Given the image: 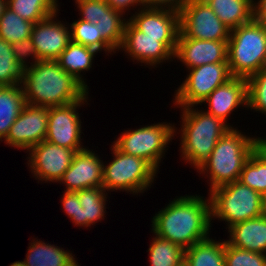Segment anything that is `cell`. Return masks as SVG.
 <instances>
[{"mask_svg":"<svg viewBox=\"0 0 266 266\" xmlns=\"http://www.w3.org/2000/svg\"><path fill=\"white\" fill-rule=\"evenodd\" d=\"M154 234L184 250L209 237L211 202L202 196H181L171 201L152 218Z\"/></svg>","mask_w":266,"mask_h":266,"instance_id":"cell-1","label":"cell"},{"mask_svg":"<svg viewBox=\"0 0 266 266\" xmlns=\"http://www.w3.org/2000/svg\"><path fill=\"white\" fill-rule=\"evenodd\" d=\"M21 86L26 104L41 107L68 105L88 93L56 60H40L25 68Z\"/></svg>","mask_w":266,"mask_h":266,"instance_id":"cell-2","label":"cell"},{"mask_svg":"<svg viewBox=\"0 0 266 266\" xmlns=\"http://www.w3.org/2000/svg\"><path fill=\"white\" fill-rule=\"evenodd\" d=\"M257 147L258 138L247 137L233 127L228 130L198 169L205 175L209 174V191L238 181L244 164Z\"/></svg>","mask_w":266,"mask_h":266,"instance_id":"cell-3","label":"cell"},{"mask_svg":"<svg viewBox=\"0 0 266 266\" xmlns=\"http://www.w3.org/2000/svg\"><path fill=\"white\" fill-rule=\"evenodd\" d=\"M181 110V157L199 169L209 158L218 140L232 126L204 110L193 109L192 106L181 107Z\"/></svg>","mask_w":266,"mask_h":266,"instance_id":"cell-4","label":"cell"},{"mask_svg":"<svg viewBox=\"0 0 266 266\" xmlns=\"http://www.w3.org/2000/svg\"><path fill=\"white\" fill-rule=\"evenodd\" d=\"M227 62L232 77L248 79L259 72L266 65V25L253 19L232 29Z\"/></svg>","mask_w":266,"mask_h":266,"instance_id":"cell-5","label":"cell"},{"mask_svg":"<svg viewBox=\"0 0 266 266\" xmlns=\"http://www.w3.org/2000/svg\"><path fill=\"white\" fill-rule=\"evenodd\" d=\"M209 198L211 218L227 221V228L264 215V197L240 181L213 189Z\"/></svg>","mask_w":266,"mask_h":266,"instance_id":"cell-6","label":"cell"},{"mask_svg":"<svg viewBox=\"0 0 266 266\" xmlns=\"http://www.w3.org/2000/svg\"><path fill=\"white\" fill-rule=\"evenodd\" d=\"M111 147L114 160L103 164V187L106 191L124 190L138 194L151 186L156 170L144 159L121 152L114 144Z\"/></svg>","mask_w":266,"mask_h":266,"instance_id":"cell-7","label":"cell"},{"mask_svg":"<svg viewBox=\"0 0 266 266\" xmlns=\"http://www.w3.org/2000/svg\"><path fill=\"white\" fill-rule=\"evenodd\" d=\"M175 129L174 124L157 123L125 131L113 143L121 152L144 159L157 171Z\"/></svg>","mask_w":266,"mask_h":266,"instance_id":"cell-8","label":"cell"},{"mask_svg":"<svg viewBox=\"0 0 266 266\" xmlns=\"http://www.w3.org/2000/svg\"><path fill=\"white\" fill-rule=\"evenodd\" d=\"M176 90L174 104L194 107L203 103L217 87L232 78L228 63H210L192 69Z\"/></svg>","mask_w":266,"mask_h":266,"instance_id":"cell-9","label":"cell"},{"mask_svg":"<svg viewBox=\"0 0 266 266\" xmlns=\"http://www.w3.org/2000/svg\"><path fill=\"white\" fill-rule=\"evenodd\" d=\"M180 33L191 39L228 41V28L204 0H190L179 12Z\"/></svg>","mask_w":266,"mask_h":266,"instance_id":"cell-10","label":"cell"},{"mask_svg":"<svg viewBox=\"0 0 266 266\" xmlns=\"http://www.w3.org/2000/svg\"><path fill=\"white\" fill-rule=\"evenodd\" d=\"M88 94L68 105L48 107L46 141L76 152L84 149L80 143L82 126L77 109L87 102Z\"/></svg>","mask_w":266,"mask_h":266,"instance_id":"cell-11","label":"cell"},{"mask_svg":"<svg viewBox=\"0 0 266 266\" xmlns=\"http://www.w3.org/2000/svg\"><path fill=\"white\" fill-rule=\"evenodd\" d=\"M29 163L32 173L38 180L59 182L63 173L72 164L76 151L68 149L46 140L31 147Z\"/></svg>","mask_w":266,"mask_h":266,"instance_id":"cell-12","label":"cell"},{"mask_svg":"<svg viewBox=\"0 0 266 266\" xmlns=\"http://www.w3.org/2000/svg\"><path fill=\"white\" fill-rule=\"evenodd\" d=\"M48 107L26 104L4 139L9 146L29 150L46 139Z\"/></svg>","mask_w":266,"mask_h":266,"instance_id":"cell-13","label":"cell"},{"mask_svg":"<svg viewBox=\"0 0 266 266\" xmlns=\"http://www.w3.org/2000/svg\"><path fill=\"white\" fill-rule=\"evenodd\" d=\"M128 19L138 30L151 38H161L174 53L180 33L179 12L170 9L141 8Z\"/></svg>","mask_w":266,"mask_h":266,"instance_id":"cell-14","label":"cell"},{"mask_svg":"<svg viewBox=\"0 0 266 266\" xmlns=\"http://www.w3.org/2000/svg\"><path fill=\"white\" fill-rule=\"evenodd\" d=\"M137 62L156 66L166 60L174 58V52L161 38H151L138 30L127 19L123 42L120 47Z\"/></svg>","mask_w":266,"mask_h":266,"instance_id":"cell-15","label":"cell"},{"mask_svg":"<svg viewBox=\"0 0 266 266\" xmlns=\"http://www.w3.org/2000/svg\"><path fill=\"white\" fill-rule=\"evenodd\" d=\"M103 161L86 147L77 151L72 164L63 173L59 182L66 185L65 191H80L85 188L103 187Z\"/></svg>","mask_w":266,"mask_h":266,"instance_id":"cell-16","label":"cell"},{"mask_svg":"<svg viewBox=\"0 0 266 266\" xmlns=\"http://www.w3.org/2000/svg\"><path fill=\"white\" fill-rule=\"evenodd\" d=\"M56 13L33 25L31 38L40 60H56L71 42V31L61 21H55Z\"/></svg>","mask_w":266,"mask_h":266,"instance_id":"cell-17","label":"cell"},{"mask_svg":"<svg viewBox=\"0 0 266 266\" xmlns=\"http://www.w3.org/2000/svg\"><path fill=\"white\" fill-rule=\"evenodd\" d=\"M227 51L228 41L191 39L179 33L174 58L192 69L210 63H228Z\"/></svg>","mask_w":266,"mask_h":266,"instance_id":"cell-18","label":"cell"},{"mask_svg":"<svg viewBox=\"0 0 266 266\" xmlns=\"http://www.w3.org/2000/svg\"><path fill=\"white\" fill-rule=\"evenodd\" d=\"M205 102L209 107L207 113L227 123V117L235 108L248 105L247 79L232 77L208 95L203 103Z\"/></svg>","mask_w":266,"mask_h":266,"instance_id":"cell-19","label":"cell"},{"mask_svg":"<svg viewBox=\"0 0 266 266\" xmlns=\"http://www.w3.org/2000/svg\"><path fill=\"white\" fill-rule=\"evenodd\" d=\"M229 229V240L234 247L266 254V216L248 219L232 225Z\"/></svg>","mask_w":266,"mask_h":266,"instance_id":"cell-20","label":"cell"},{"mask_svg":"<svg viewBox=\"0 0 266 266\" xmlns=\"http://www.w3.org/2000/svg\"><path fill=\"white\" fill-rule=\"evenodd\" d=\"M26 255L25 266H80L69 251L40 240L30 243Z\"/></svg>","mask_w":266,"mask_h":266,"instance_id":"cell-21","label":"cell"},{"mask_svg":"<svg viewBox=\"0 0 266 266\" xmlns=\"http://www.w3.org/2000/svg\"><path fill=\"white\" fill-rule=\"evenodd\" d=\"M230 30L254 19V0H204Z\"/></svg>","mask_w":266,"mask_h":266,"instance_id":"cell-22","label":"cell"},{"mask_svg":"<svg viewBox=\"0 0 266 266\" xmlns=\"http://www.w3.org/2000/svg\"><path fill=\"white\" fill-rule=\"evenodd\" d=\"M96 53L98 51L93 48L71 41L56 61L64 71L72 75L88 90L89 88L80 73L90 70Z\"/></svg>","mask_w":266,"mask_h":266,"instance_id":"cell-23","label":"cell"},{"mask_svg":"<svg viewBox=\"0 0 266 266\" xmlns=\"http://www.w3.org/2000/svg\"><path fill=\"white\" fill-rule=\"evenodd\" d=\"M0 86V140L6 138L10 127L15 122L26 100L22 86Z\"/></svg>","mask_w":266,"mask_h":266,"instance_id":"cell-24","label":"cell"},{"mask_svg":"<svg viewBox=\"0 0 266 266\" xmlns=\"http://www.w3.org/2000/svg\"><path fill=\"white\" fill-rule=\"evenodd\" d=\"M225 241L217 242L209 237L184 251L188 266H225Z\"/></svg>","mask_w":266,"mask_h":266,"instance_id":"cell-25","label":"cell"},{"mask_svg":"<svg viewBox=\"0 0 266 266\" xmlns=\"http://www.w3.org/2000/svg\"><path fill=\"white\" fill-rule=\"evenodd\" d=\"M76 192L81 204L79 226L90 227L104 219L107 201V193L104 187L85 188Z\"/></svg>","mask_w":266,"mask_h":266,"instance_id":"cell-26","label":"cell"},{"mask_svg":"<svg viewBox=\"0 0 266 266\" xmlns=\"http://www.w3.org/2000/svg\"><path fill=\"white\" fill-rule=\"evenodd\" d=\"M238 181L266 196V155L258 147L244 164Z\"/></svg>","mask_w":266,"mask_h":266,"instance_id":"cell-27","label":"cell"},{"mask_svg":"<svg viewBox=\"0 0 266 266\" xmlns=\"http://www.w3.org/2000/svg\"><path fill=\"white\" fill-rule=\"evenodd\" d=\"M7 7L34 24L58 12L57 0H7Z\"/></svg>","mask_w":266,"mask_h":266,"instance_id":"cell-28","label":"cell"},{"mask_svg":"<svg viewBox=\"0 0 266 266\" xmlns=\"http://www.w3.org/2000/svg\"><path fill=\"white\" fill-rule=\"evenodd\" d=\"M149 246L151 266H180L184 262V249L157 234Z\"/></svg>","mask_w":266,"mask_h":266,"instance_id":"cell-29","label":"cell"},{"mask_svg":"<svg viewBox=\"0 0 266 266\" xmlns=\"http://www.w3.org/2000/svg\"><path fill=\"white\" fill-rule=\"evenodd\" d=\"M25 67L14 57L12 44L0 38V86L21 85Z\"/></svg>","mask_w":266,"mask_h":266,"instance_id":"cell-30","label":"cell"},{"mask_svg":"<svg viewBox=\"0 0 266 266\" xmlns=\"http://www.w3.org/2000/svg\"><path fill=\"white\" fill-rule=\"evenodd\" d=\"M123 14L110 6L105 10V15L98 20V30L101 37L116 51L120 50L123 42L127 21ZM123 19V20H122Z\"/></svg>","mask_w":266,"mask_h":266,"instance_id":"cell-31","label":"cell"},{"mask_svg":"<svg viewBox=\"0 0 266 266\" xmlns=\"http://www.w3.org/2000/svg\"><path fill=\"white\" fill-rule=\"evenodd\" d=\"M71 41L82 44L97 50L107 51L108 53L115 50L101 37L98 25L79 19L71 24Z\"/></svg>","mask_w":266,"mask_h":266,"instance_id":"cell-32","label":"cell"},{"mask_svg":"<svg viewBox=\"0 0 266 266\" xmlns=\"http://www.w3.org/2000/svg\"><path fill=\"white\" fill-rule=\"evenodd\" d=\"M33 25L6 7L0 18V38L11 44L27 39L31 37Z\"/></svg>","mask_w":266,"mask_h":266,"instance_id":"cell-33","label":"cell"},{"mask_svg":"<svg viewBox=\"0 0 266 266\" xmlns=\"http://www.w3.org/2000/svg\"><path fill=\"white\" fill-rule=\"evenodd\" d=\"M248 108L266 114V65L247 79Z\"/></svg>","mask_w":266,"mask_h":266,"instance_id":"cell-34","label":"cell"},{"mask_svg":"<svg viewBox=\"0 0 266 266\" xmlns=\"http://www.w3.org/2000/svg\"><path fill=\"white\" fill-rule=\"evenodd\" d=\"M225 266H266V254L234 247L225 241Z\"/></svg>","mask_w":266,"mask_h":266,"instance_id":"cell-35","label":"cell"},{"mask_svg":"<svg viewBox=\"0 0 266 266\" xmlns=\"http://www.w3.org/2000/svg\"><path fill=\"white\" fill-rule=\"evenodd\" d=\"M81 19L90 23L97 24L98 20L105 15V10L109 5L104 0H76Z\"/></svg>","mask_w":266,"mask_h":266,"instance_id":"cell-36","label":"cell"},{"mask_svg":"<svg viewBox=\"0 0 266 266\" xmlns=\"http://www.w3.org/2000/svg\"><path fill=\"white\" fill-rule=\"evenodd\" d=\"M12 52L16 60L25 68L29 66L25 61L28 56H32L31 59L34 60L30 65L40 61L31 37L12 43Z\"/></svg>","mask_w":266,"mask_h":266,"instance_id":"cell-37","label":"cell"},{"mask_svg":"<svg viewBox=\"0 0 266 266\" xmlns=\"http://www.w3.org/2000/svg\"><path fill=\"white\" fill-rule=\"evenodd\" d=\"M62 204L64 211L67 213L74 225H79V212L81 204L78 199L77 192L65 191L62 196Z\"/></svg>","mask_w":266,"mask_h":266,"instance_id":"cell-38","label":"cell"},{"mask_svg":"<svg viewBox=\"0 0 266 266\" xmlns=\"http://www.w3.org/2000/svg\"><path fill=\"white\" fill-rule=\"evenodd\" d=\"M189 1L190 0H143V3L144 8L170 9L180 12Z\"/></svg>","mask_w":266,"mask_h":266,"instance_id":"cell-39","label":"cell"},{"mask_svg":"<svg viewBox=\"0 0 266 266\" xmlns=\"http://www.w3.org/2000/svg\"><path fill=\"white\" fill-rule=\"evenodd\" d=\"M112 9L120 12V13H125L124 10H129L132 6L136 7L138 5L143 6L144 8V3L143 0H104ZM138 4V5H137Z\"/></svg>","mask_w":266,"mask_h":266,"instance_id":"cell-40","label":"cell"},{"mask_svg":"<svg viewBox=\"0 0 266 266\" xmlns=\"http://www.w3.org/2000/svg\"><path fill=\"white\" fill-rule=\"evenodd\" d=\"M254 20L266 25V0H259L253 3Z\"/></svg>","mask_w":266,"mask_h":266,"instance_id":"cell-41","label":"cell"},{"mask_svg":"<svg viewBox=\"0 0 266 266\" xmlns=\"http://www.w3.org/2000/svg\"><path fill=\"white\" fill-rule=\"evenodd\" d=\"M258 148L266 155V138L258 137Z\"/></svg>","mask_w":266,"mask_h":266,"instance_id":"cell-42","label":"cell"},{"mask_svg":"<svg viewBox=\"0 0 266 266\" xmlns=\"http://www.w3.org/2000/svg\"><path fill=\"white\" fill-rule=\"evenodd\" d=\"M7 7V0H0V18L3 15L4 9Z\"/></svg>","mask_w":266,"mask_h":266,"instance_id":"cell-43","label":"cell"},{"mask_svg":"<svg viewBox=\"0 0 266 266\" xmlns=\"http://www.w3.org/2000/svg\"><path fill=\"white\" fill-rule=\"evenodd\" d=\"M9 266H25L23 261H15L14 263H12Z\"/></svg>","mask_w":266,"mask_h":266,"instance_id":"cell-44","label":"cell"},{"mask_svg":"<svg viewBox=\"0 0 266 266\" xmlns=\"http://www.w3.org/2000/svg\"><path fill=\"white\" fill-rule=\"evenodd\" d=\"M264 215L266 216V196L264 197Z\"/></svg>","mask_w":266,"mask_h":266,"instance_id":"cell-45","label":"cell"},{"mask_svg":"<svg viewBox=\"0 0 266 266\" xmlns=\"http://www.w3.org/2000/svg\"><path fill=\"white\" fill-rule=\"evenodd\" d=\"M180 266H188L185 262H183Z\"/></svg>","mask_w":266,"mask_h":266,"instance_id":"cell-46","label":"cell"}]
</instances>
